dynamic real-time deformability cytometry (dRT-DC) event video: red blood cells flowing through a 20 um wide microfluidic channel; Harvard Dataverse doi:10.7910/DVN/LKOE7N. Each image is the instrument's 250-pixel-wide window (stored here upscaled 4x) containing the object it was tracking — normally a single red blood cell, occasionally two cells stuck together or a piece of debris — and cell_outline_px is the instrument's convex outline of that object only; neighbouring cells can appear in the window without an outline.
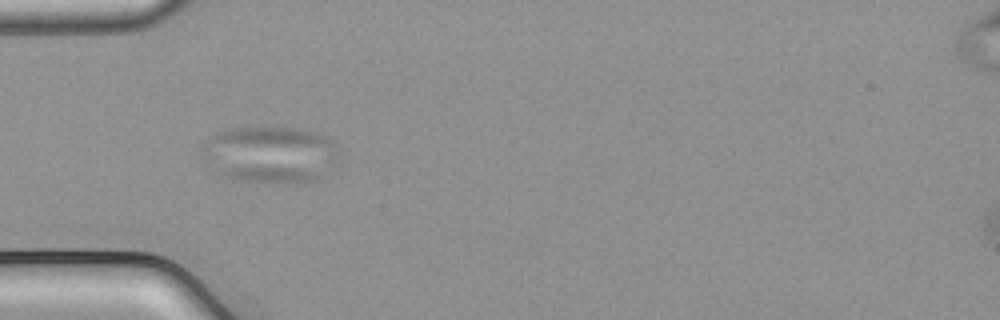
{"species": "common noctule bat (a hibernating species)", "species_latin": "Nyctalus noctula", "temperature_condition": "cold", "stored_images_in_passage": 20, "camera_frame_rate_fps": 3000, "um_per_image_px": 0.085, "animal": {"sex": "male", "body_mass_g": 21.5, "forearm_length_mm": 52.0}, "frame": {"image": 1, "passage_image": 4, "time_ms": 1.0, "image_size_px": [1000, 320], "cell_outline_px": [[340, 164], [336, 172], [320, 180], [248, 180], [224, 176], [204, 168], [200, 152], [204, 144], [212, 136], [228, 128], [300, 128], [316, 132], [328, 136], [332, 144]], "centroid_in_image_um": [22.98, 13.12], "position_along_channel_um": 62.0, "area_um2": 45.37}}